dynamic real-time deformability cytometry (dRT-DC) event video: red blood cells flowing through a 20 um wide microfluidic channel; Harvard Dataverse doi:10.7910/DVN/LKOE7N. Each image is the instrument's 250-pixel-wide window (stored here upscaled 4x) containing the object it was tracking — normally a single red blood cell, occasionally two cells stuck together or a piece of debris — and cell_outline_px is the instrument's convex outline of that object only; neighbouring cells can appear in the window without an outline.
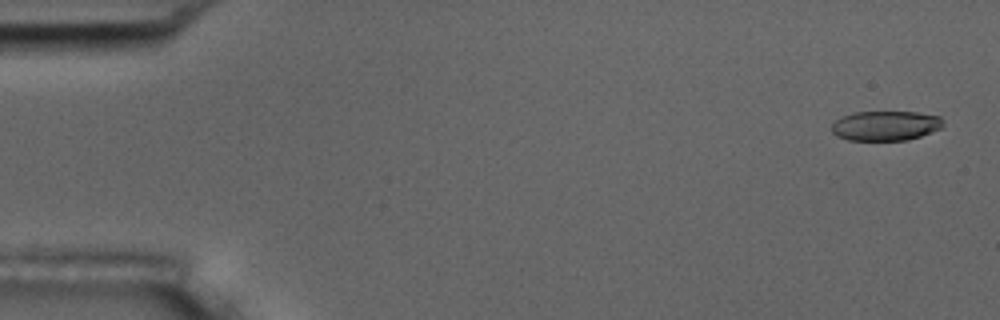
{"species": "common noctule bat (a hibernating species)", "species_latin": "Nyctalus noctula", "temperature_condition": "room temperature", "stored_images_in_passage": 5, "camera_frame_rate_fps": 3000, "um_per_image_px": 0.085, "animal": {"sex": "male", "body_mass_g": 17.5, "forearm_length_mm": 52.3}, "frame": {"image": 1, "passage_image": 1, "time_ms": 0.0, "image_size_px": [1000, 320], "cell_outline_px": [[944, 124], [940, 128], [920, 136], [908, 140], [848, 140], [836, 136], [832, 132], [832, 124], [836, 120], [844, 116], [856, 112], [916, 112], [940, 116], [944, 120]], "centroid_in_image_um": [75.28, 10.69], "position_along_channel_um": 9.7, "area_um2": 19.25}}
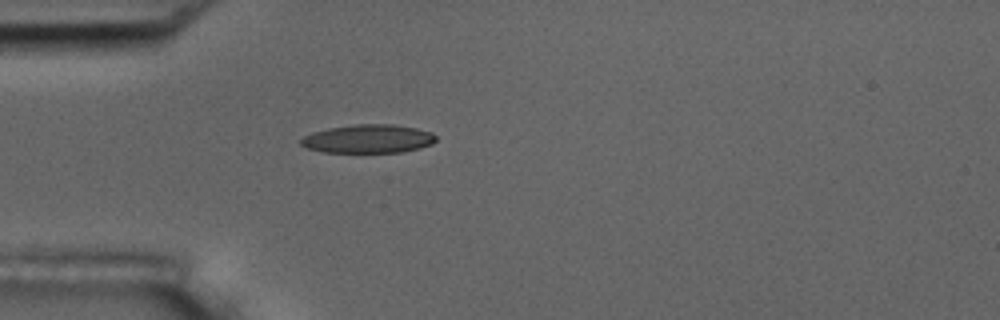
{"frame": {"image": 2, "passage_image": 5, "time_ms": 4.667, "image_size_px": [1000, 320], "cell_outline_px": [[436, 140], [432, 144], [420, 148], [404, 152], [324, 152], [308, 148], [300, 144], [300, 140], [304, 136], [312, 132], [328, 128], [352, 124], [392, 124], [416, 128], [432, 132], [436, 136]], "centroid_in_image_um": [31.31, 11.79], "position_along_channel_um": 53.7, "area_um2": 22.54}}